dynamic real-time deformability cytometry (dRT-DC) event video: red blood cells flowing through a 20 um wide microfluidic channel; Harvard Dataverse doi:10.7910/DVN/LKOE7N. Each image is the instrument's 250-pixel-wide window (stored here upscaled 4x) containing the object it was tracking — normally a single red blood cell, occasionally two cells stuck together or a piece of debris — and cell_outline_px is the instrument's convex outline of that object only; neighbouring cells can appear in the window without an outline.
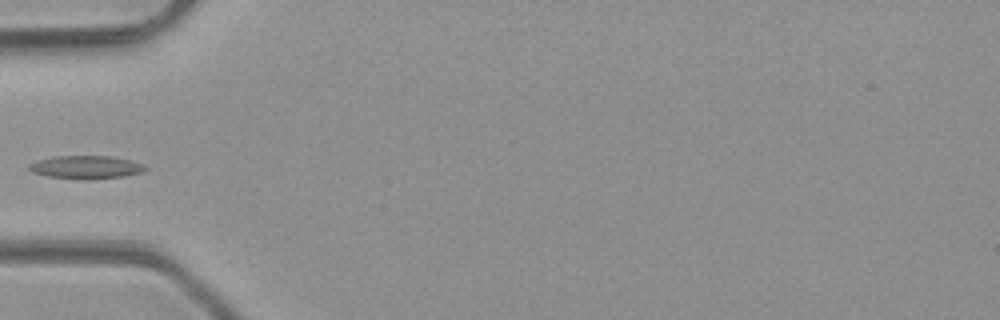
{"species": "common noctule bat (a hibernating species)", "species_latin": "Nyctalus noctula", "temperature_condition": "room temperature", "stored_images_in_passage": 5, "camera_frame_rate_fps": 3000, "um_per_image_px": 0.085, "animal": {"sex": "male", "body_mass_g": 23.1, "forearm_length_mm": 52.7}, "frame": {"image": 1, "passage_image": 5, "time_ms": 4.667, "image_size_px": [1000, 320], "cell_outline_px": [[148, 168], [144, 172], [124, 176], [92, 180], [84, 180], [48, 176], [32, 172], [28, 168], [28, 164], [40, 160], [56, 156], [112, 156], [132, 160], [144, 164]], "centroid_in_image_um": [7.37, 14.22], "position_along_channel_um": 77.6, "area_um2": 15.84}}